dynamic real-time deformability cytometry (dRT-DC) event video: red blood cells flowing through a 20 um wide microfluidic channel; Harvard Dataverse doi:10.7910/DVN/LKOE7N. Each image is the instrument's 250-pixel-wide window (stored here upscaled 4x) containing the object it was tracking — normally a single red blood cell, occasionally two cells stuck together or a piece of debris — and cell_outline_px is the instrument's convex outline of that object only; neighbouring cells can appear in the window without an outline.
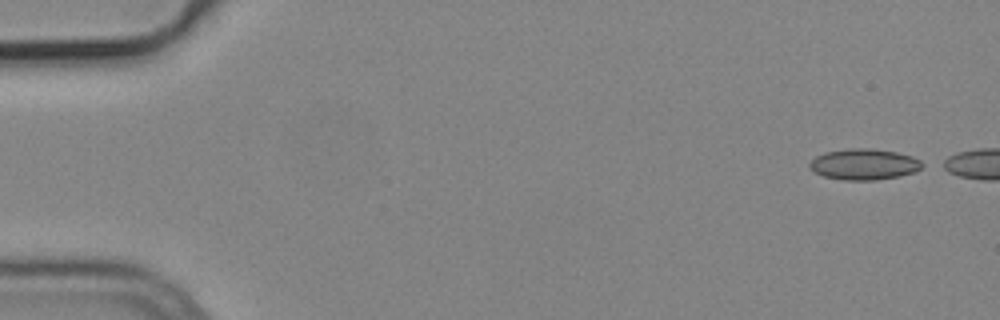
{"species": "common noctule bat (a hibernating species)", "species_latin": "Nyctalus noctula", "temperature_condition": "cold", "stored_images_in_passage": 8, "camera_frame_rate_fps": 3000, "um_per_image_px": 0.085, "animal": {"sex": "male", "body_mass_g": 19.2, "forearm_length_mm": 51.8}, "frame": {"image": 1, "passage_image": 1, "time_ms": 0.0, "image_size_px": [1000, 320], "cell_outline_px": [[928, 164], [916, 172], [900, 176], [876, 180], [844, 180], [824, 176], [808, 168], [808, 164], [816, 156], [824, 152], [852, 148], [872, 148], [896, 152], [912, 156]], "centroid_in_image_um": [73.49, 13.96], "position_along_channel_um": 11.5, "area_um2": 20.58}}